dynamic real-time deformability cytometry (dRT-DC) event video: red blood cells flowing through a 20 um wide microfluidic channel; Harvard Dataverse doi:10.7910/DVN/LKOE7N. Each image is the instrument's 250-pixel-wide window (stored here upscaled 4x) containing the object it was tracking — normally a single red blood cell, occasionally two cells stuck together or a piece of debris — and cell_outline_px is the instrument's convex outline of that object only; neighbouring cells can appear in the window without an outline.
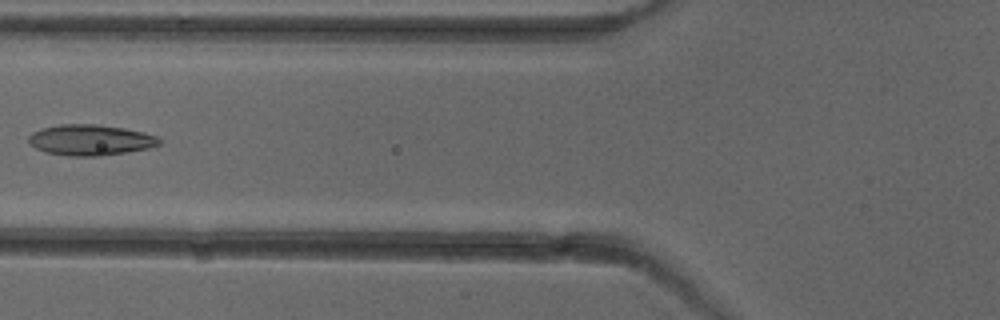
{"species": "common noctule bat (a hibernating species)", "species_latin": "Nyctalus noctula", "temperature_condition": "cold", "stored_images_in_passage": 6, "camera_frame_rate_fps": 3000, "um_per_image_px": 0.085, "animal": {"sex": "female"}, "frame": {"image": 1, "passage_image": 6, "time_ms": 6.0, "image_size_px": [1000, 320], "cell_outline_px": [[164, 140], [160, 144], [148, 148], [128, 152], [100, 156], [68, 156], [44, 152], [28, 144], [28, 136], [32, 132], [40, 128], [60, 124], [96, 124], [124, 128], [144, 132], [156, 136]], "centroid_in_image_um": [7.67, 11.9], "position_along_channel_um": 118.1, "area_um2": 23.76}}